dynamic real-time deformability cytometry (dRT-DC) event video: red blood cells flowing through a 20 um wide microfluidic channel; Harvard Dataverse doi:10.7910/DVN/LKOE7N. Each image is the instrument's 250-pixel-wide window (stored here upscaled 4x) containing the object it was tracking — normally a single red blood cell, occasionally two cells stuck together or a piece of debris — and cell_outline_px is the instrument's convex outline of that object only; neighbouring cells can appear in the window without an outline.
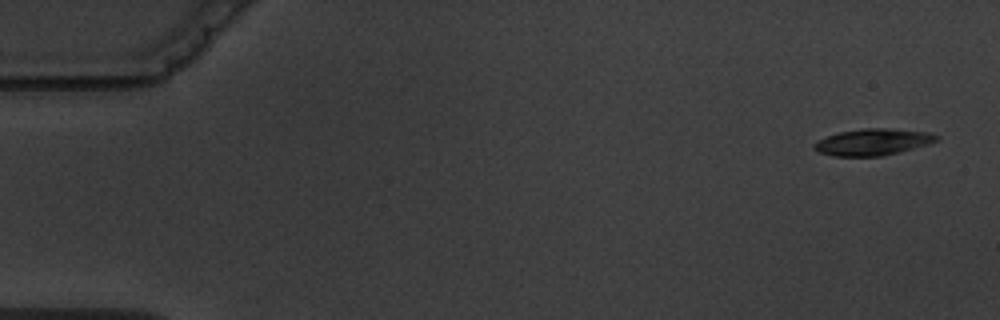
{"species": "common noctule bat (a hibernating species)", "species_latin": "Nyctalus noctula", "temperature_condition": "warm", "stored_images_in_passage": 5, "camera_frame_rate_fps": 3000, "um_per_image_px": 0.085, "animal": {"sex": "male", "body_mass_g": 19.5, "forearm_length_mm": 54.6}, "frame": {"image": 1, "passage_image": 1, "time_ms": 0.0, "image_size_px": [1000, 320], "cell_outline_px": [[940, 136], [936, 140], [928, 144], [900, 152], [880, 156], [832, 156], [816, 152], [812, 148], [812, 144], [816, 140], [840, 132], [864, 128], [892, 128], [928, 132]], "centroid_in_image_um": [74.14, 12.07], "position_along_channel_um": 10.9, "area_um2": 19.07}}
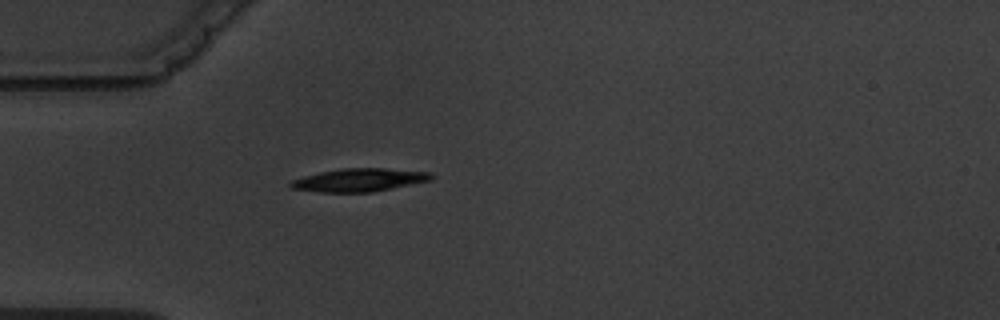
{"frame": {"image": 2, "passage_image": 5, "time_ms": 4.667, "image_size_px": [1000, 320], "cell_outline_px": [[436, 176], [432, 180], [372, 192], [320, 192], [292, 188], [288, 184], [292, 180], [304, 176], [320, 172], [340, 168], [384, 168], [432, 172]], "centroid_in_image_um": [30.58, 15.29], "position_along_channel_um": 54.4, "area_um2": 18.96}}